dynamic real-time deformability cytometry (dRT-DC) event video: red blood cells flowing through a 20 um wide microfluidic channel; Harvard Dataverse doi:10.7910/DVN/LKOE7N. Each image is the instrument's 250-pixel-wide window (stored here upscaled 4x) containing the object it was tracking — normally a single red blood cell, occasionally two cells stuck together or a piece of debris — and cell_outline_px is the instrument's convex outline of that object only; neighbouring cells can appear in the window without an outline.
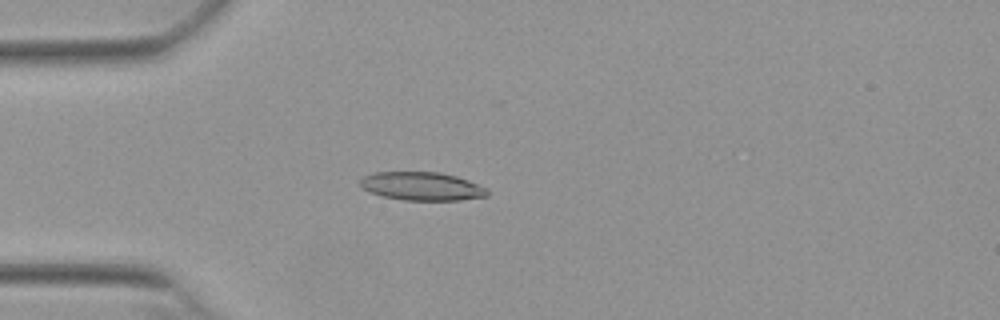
{"species": "Egyptian fruit bat (a non-hibernating species)", "species_latin": "Rousettus aegyptiacus", "temperature_condition": "warm", "stored_images_in_passage": 46, "camera_frame_rate_fps": 3000, "um_per_image_px": 0.085, "animal": {"sex": "female"}, "frame": {"image": 1, "passage_image": 14, "time_ms": 4.333, "image_size_px": [1000, 320], "cell_outline_px": [[488, 196], [460, 200], [404, 200], [384, 196], [372, 192], [364, 188], [360, 184], [360, 180], [364, 176], [376, 172], [440, 172], [456, 176], [488, 188]], "centroid_in_image_um": [35.9, 15.83], "position_along_channel_um": 49.1, "area_um2": 20.81}}
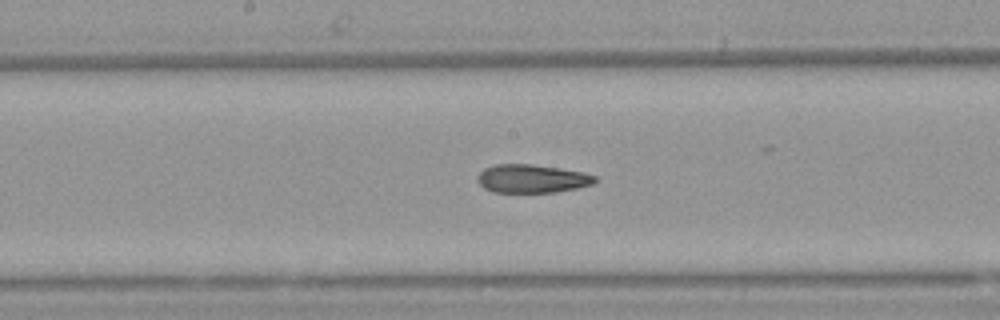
{"frame": {"image": 2, "passage_image": 27, "time_ms": 8.667, "image_size_px": [1000, 320], "cell_outline_px": [[596, 180], [592, 184], [576, 188], [556, 192], [492, 192], [484, 188], [476, 180], [476, 176], [484, 168], [496, 164], [532, 164], [560, 168], [584, 172], [596, 176]], "centroid_in_image_um": [45.19, 15.18], "position_along_channel_um": 203.0, "area_um2": 19.48}}
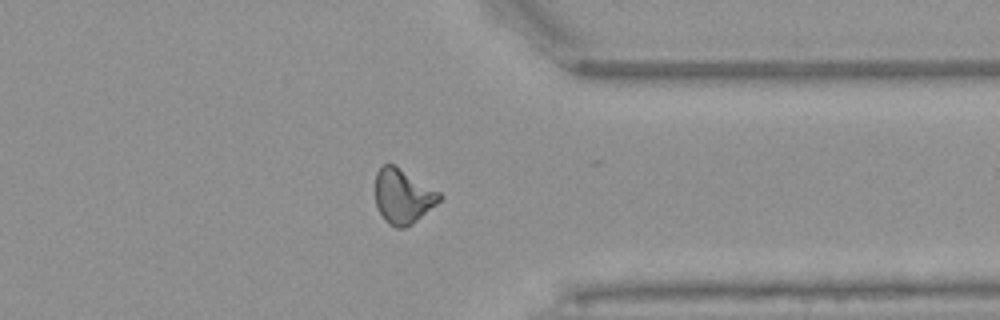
{"frame": {"image": 3, "passage_image": 41, "time_ms": 13.333, "image_size_px": [1000, 320], "cell_outline_px": [[440, 200], [436, 204], [412, 224], [404, 228], [396, 228], [388, 224], [384, 220], [376, 204], [376, 172], [384, 164], [396, 164], [440, 192]], "centroid_in_image_um": [34.24, 16.67], "position_along_channel_um": 377.2, "area_um2": 20.4}}